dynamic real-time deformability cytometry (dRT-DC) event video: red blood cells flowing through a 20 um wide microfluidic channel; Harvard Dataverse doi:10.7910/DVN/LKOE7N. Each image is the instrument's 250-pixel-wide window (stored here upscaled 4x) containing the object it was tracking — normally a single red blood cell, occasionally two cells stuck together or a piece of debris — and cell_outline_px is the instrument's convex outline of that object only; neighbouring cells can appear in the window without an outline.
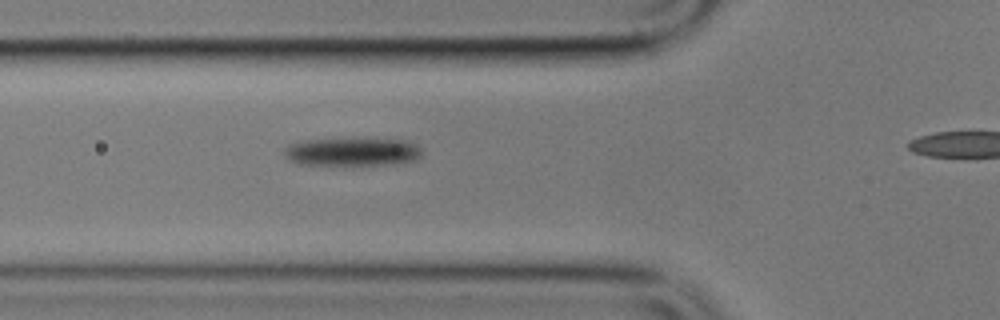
{"species": "common noctule bat (a hibernating species)", "species_latin": "Nyctalus noctula", "temperature_condition": "cold", "stored_images_in_passage": 4, "segment_of_instrument_passage": [1, 2], "camera_frame_rate_fps": 3000, "um_per_image_px": 0.085, "animal": {"sex": "male", "body_mass_g": 17.9}, "frame": {"image": 1, "passage_image": 3, "time_ms": 2.333, "image_size_px": [1000, 320], "cell_outline_px": [[420, 156], [416, 160], [392, 164], [300, 164], [288, 160], [284, 156], [284, 148], [288, 144], [308, 140], [404, 140], [416, 144], [420, 148]], "centroid_in_image_um": [29.91, 12.92], "position_along_channel_um": 95.9, "area_um2": 21.91}}